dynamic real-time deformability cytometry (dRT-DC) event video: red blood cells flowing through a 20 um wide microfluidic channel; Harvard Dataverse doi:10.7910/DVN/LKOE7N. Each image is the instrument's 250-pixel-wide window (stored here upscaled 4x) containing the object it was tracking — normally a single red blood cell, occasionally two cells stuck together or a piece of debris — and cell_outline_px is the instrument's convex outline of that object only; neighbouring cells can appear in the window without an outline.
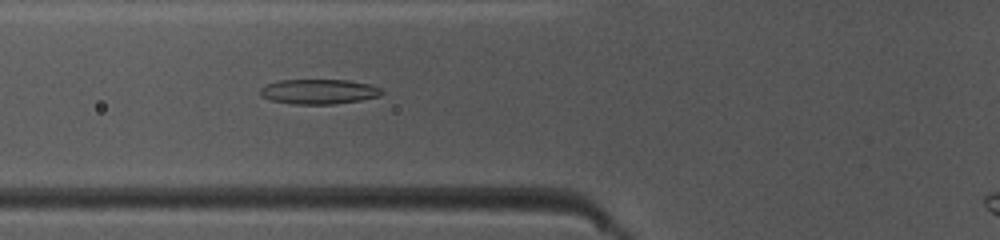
{"species": "common noctule bat (a hibernating species)", "species_latin": "Nyctalus noctula", "temperature_condition": "warm", "stored_images_in_passage": 46, "camera_frame_rate_fps": 3000, "um_per_image_px": 0.085, "animal": {"sex": "female", "body_mass_g": 10.0, "forearm_length_mm": 53.1}, "frame": {"image": 1, "passage_image": 19, "time_ms": 6.0, "image_size_px": [1000, 240], "cell_outline_px": [[384, 92], [380, 96], [360, 100], [332, 104], [292, 104], [272, 100], [264, 96], [260, 92], [260, 88], [268, 84], [280, 80], [348, 80], [368, 84], [380, 88]], "centroid_in_image_um": [27.13, 7.78], "position_along_channel_um": 98.7, "area_um2": 17.4}}
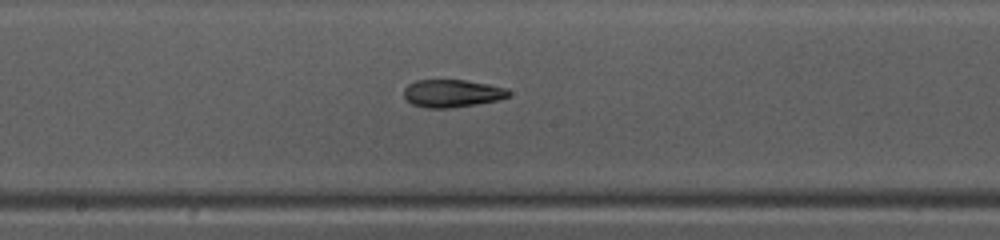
{"frame": {"image": 2, "passage_image": 27, "time_ms": 8.667, "image_size_px": [1000, 240], "cell_outline_px": [[512, 92], [508, 96], [496, 100], [476, 104], [452, 108], [424, 108], [412, 104], [404, 100], [404, 88], [408, 84], [416, 80], [464, 80], [488, 84], [508, 88]], "centroid_in_image_um": [38.4, 7.94], "position_along_channel_um": 209.8, "area_um2": 17.05}}
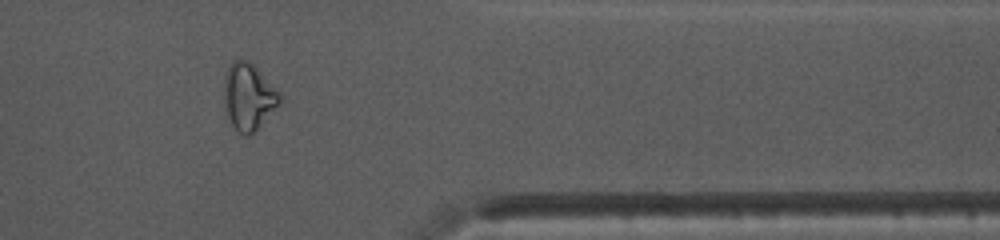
{"frame": {"image": 3, "passage_image": 41, "time_ms": 13.333, "image_size_px": [1000, 240], "cell_outline_px": [[280, 104], [248, 136], [244, 136], [236, 132], [228, 116], [224, 96], [224, 76], [232, 60], [240, 56], [248, 60], [256, 68], [280, 96]], "centroid_in_image_um": [21.07, 8.19], "position_along_channel_um": 390.3, "area_um2": 21.1}}